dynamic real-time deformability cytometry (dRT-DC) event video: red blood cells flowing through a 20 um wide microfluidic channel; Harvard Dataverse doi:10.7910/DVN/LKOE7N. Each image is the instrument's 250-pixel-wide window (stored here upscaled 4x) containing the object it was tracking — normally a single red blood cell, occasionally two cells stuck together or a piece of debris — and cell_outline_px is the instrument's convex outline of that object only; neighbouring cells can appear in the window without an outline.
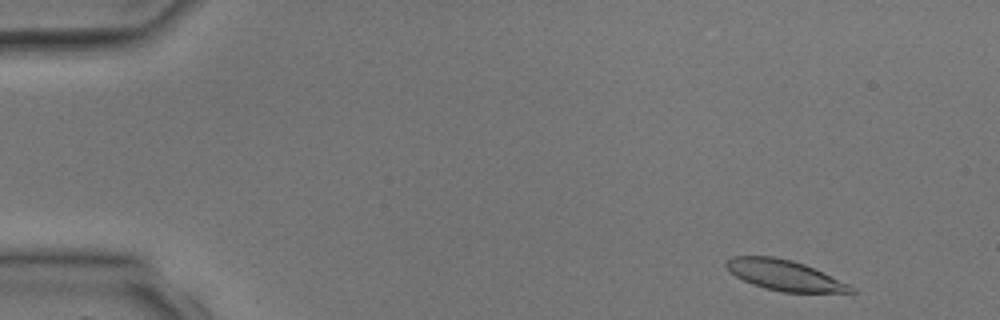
{"species": "common noctule bat (a hibernating species)", "species_latin": "Nyctalus noctula", "temperature_condition": "room temperature", "stored_images_in_passage": 3, "camera_frame_rate_fps": 3000, "um_per_image_px": 0.085, "animal": {"sex": "male", "body_mass_g": 17.9, "forearm_length_mm": 54.2}, "frame": {"image": 1, "passage_image": 1, "time_ms": 0.0, "image_size_px": [1000, 320], "cell_outline_px": [[856, 292], [784, 292], [752, 284], [736, 276], [724, 264], [732, 256], [772, 256], [792, 260], [804, 264], [848, 284], [856, 288]], "centroid_in_image_um": [66.68, 23.38], "position_along_channel_um": 18.3, "area_um2": 21.62}}